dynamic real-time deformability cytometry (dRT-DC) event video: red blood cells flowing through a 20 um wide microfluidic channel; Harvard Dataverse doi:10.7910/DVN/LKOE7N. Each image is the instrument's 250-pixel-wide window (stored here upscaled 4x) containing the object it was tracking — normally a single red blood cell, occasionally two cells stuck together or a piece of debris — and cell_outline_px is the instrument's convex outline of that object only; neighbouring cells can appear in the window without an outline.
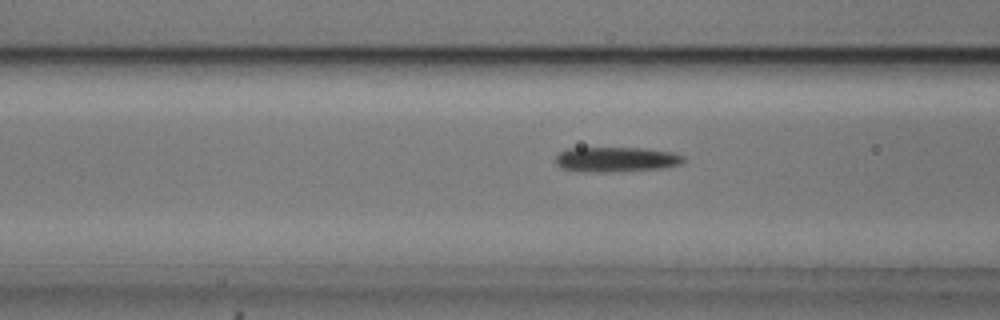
{"species": "common noctule bat (a hibernating species)", "species_latin": "Nyctalus noctula", "temperature_condition": "cold", "stored_images_in_passage": 38, "camera_frame_rate_fps": 3000, "um_per_image_px": 0.085, "animal": {"sex": "male", "body_mass_g": 20.5, "forearm_length_mm": 52.5}, "frame": {"image": 1, "passage_image": 10, "time_ms": 3.0, "image_size_px": [1000, 320], "cell_outline_px": [[684, 164], [664, 168], [612, 172], [580, 172], [560, 168], [556, 164], [556, 156], [560, 152], [568, 148], [644, 148], [676, 152], [684, 156]], "centroid_in_image_um": [52.4, 13.56], "position_along_channel_um": 114.2, "area_um2": 19.02}}
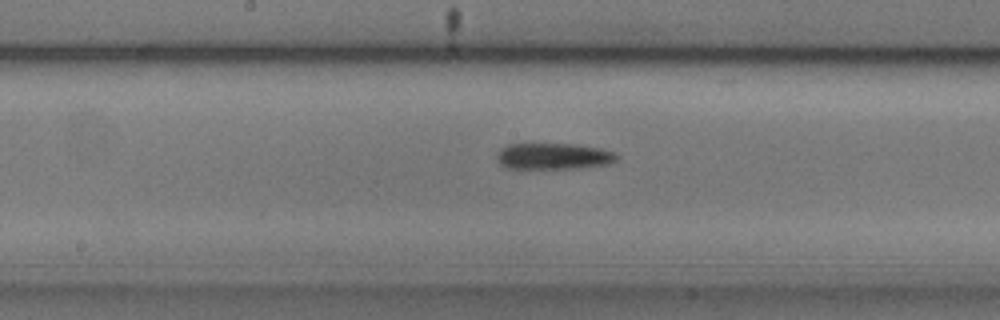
{"frame": {"image": 2, "passage_image": 17, "time_ms": 5.333, "image_size_px": [1000, 320], "cell_outline_px": [[620, 156], [612, 164], [580, 168], [504, 168], [496, 160], [496, 156], [500, 148], [508, 144], [576, 144], [600, 148], [616, 152]], "centroid_in_image_um": [47.08, 13.28], "position_along_channel_um": 201.1, "area_um2": 18.67}}
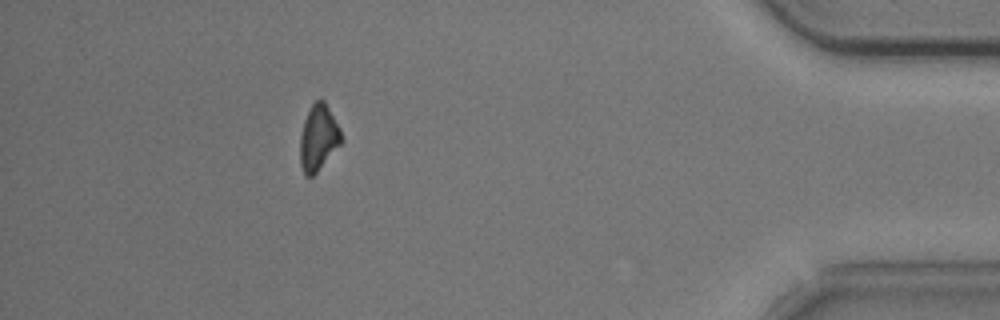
{"frame": {"image": 3, "passage_image": 38, "time_ms": 12.333, "image_size_px": [1000, 320], "cell_outline_px": [[344, 140], [316, 172], [312, 176], [304, 176], [300, 164], [300, 132], [304, 120], [312, 104], [316, 100], [324, 100], [340, 128]], "centroid_in_image_um": [27.06, 11.71], "position_along_channel_um": 408.1, "area_um2": 15.78}, "authors_computed_cell_mechanics": {"area_um2": 17.9469, "velocity_mm_per_s": 3.7107, "shape_relaxation_time_tau1_ms": 8.2636, "shape_relaxation_time_tau2_ms": null, "deformation_change_tau1": 0.1463, "deformation_change_tau2": null}}